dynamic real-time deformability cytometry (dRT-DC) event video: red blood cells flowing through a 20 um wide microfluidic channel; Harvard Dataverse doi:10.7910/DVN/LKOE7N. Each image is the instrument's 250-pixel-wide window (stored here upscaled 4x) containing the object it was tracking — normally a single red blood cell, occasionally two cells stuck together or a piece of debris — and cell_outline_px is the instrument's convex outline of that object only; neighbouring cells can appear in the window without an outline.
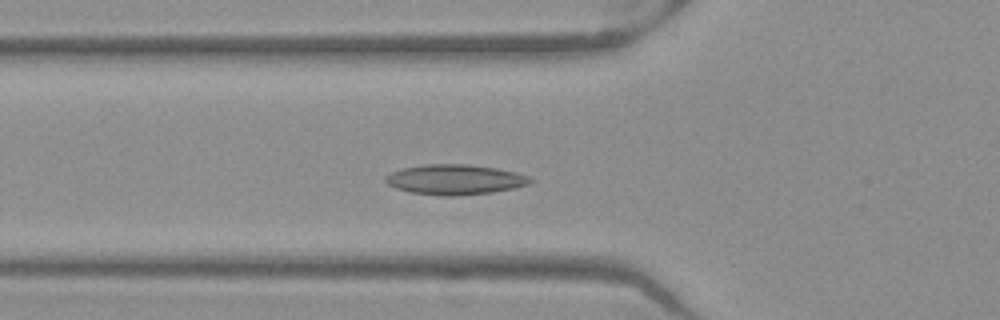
{"species": "Egyptian fruit bat (a non-hibernating species)", "species_latin": "Rousettus aegyptiacus", "temperature_condition": "warm", "stored_images_in_passage": 38, "segment_of_instrument_passage": [1, 2], "camera_frame_rate_fps": 3000, "um_per_image_px": 0.085, "frame": {"image": 1, "passage_image": 4, "time_ms": 1.0, "image_size_px": [1000, 320], "cell_outline_px": [[536, 180], [528, 184], [512, 188], [492, 192], [452, 196], [444, 196], [412, 192], [396, 188], [388, 184], [384, 180], [384, 176], [400, 168], [424, 164], [468, 164], [496, 168], [516, 172], [528, 176]], "centroid_in_image_um": [38.66, 15.25], "position_along_channel_um": 87.1, "area_um2": 25.37}}
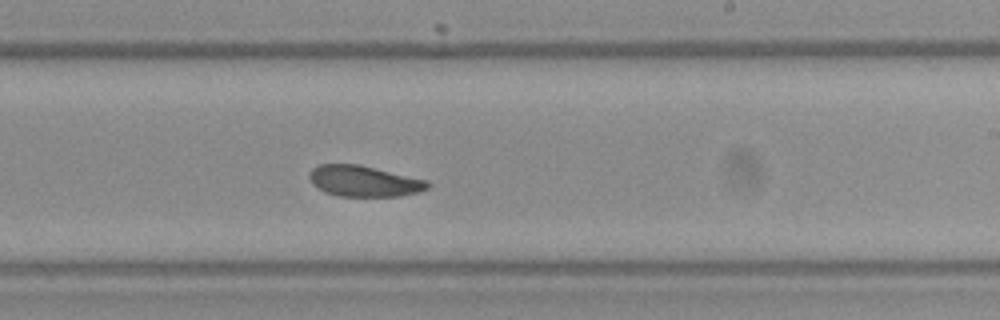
{"frame": {"image": 2, "passage_image": 17, "time_ms": 5.333, "image_size_px": [1000, 320], "cell_outline_px": [[432, 184], [428, 188], [420, 192], [400, 196], [336, 196], [324, 192], [316, 188], [312, 184], [308, 176], [308, 172], [312, 168], [320, 164], [360, 164], [428, 180]], "centroid_in_image_um": [30.93, 15.39], "position_along_channel_um": 258.1, "area_um2": 21.73}}
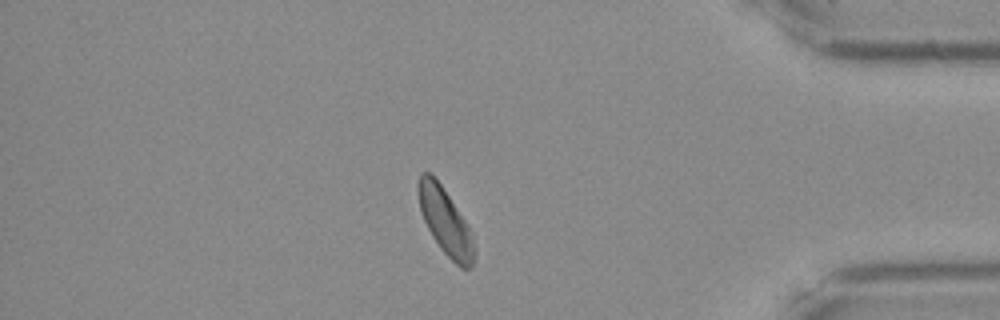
{"frame": {"image": 3, "passage_image": 30, "time_ms": 9.667, "image_size_px": [1000, 320], "cell_outline_px": [[476, 252], [472, 268], [460, 268], [440, 248], [432, 236], [424, 220], [420, 208], [416, 188], [416, 184], [420, 172], [432, 172], [468, 224], [472, 232], [476, 248]], "centroid_in_image_um": [37.86, 18.82], "position_along_channel_um": 397.3, "area_um2": 22.02}}